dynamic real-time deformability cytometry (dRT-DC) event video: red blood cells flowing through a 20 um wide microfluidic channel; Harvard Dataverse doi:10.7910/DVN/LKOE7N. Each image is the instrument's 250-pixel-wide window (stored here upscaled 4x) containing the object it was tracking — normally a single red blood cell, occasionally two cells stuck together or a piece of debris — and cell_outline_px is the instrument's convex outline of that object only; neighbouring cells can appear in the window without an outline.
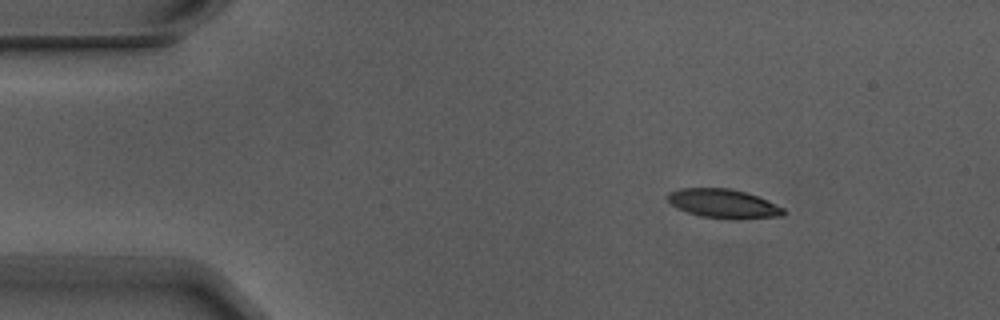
{"species": "Egyptian fruit bat (a non-hibernating species)", "species_latin": "Rousettus aegyptiacus", "temperature_condition": "warm", "stored_images_in_passage": 3, "camera_frame_rate_fps": 3000, "um_per_image_px": 0.085, "animal": {"sex": "male"}, "frame": {"image": 1, "passage_image": 1, "time_ms": 0.0, "image_size_px": [1000, 320], "cell_outline_px": [[788, 212], [784, 216], [736, 220], [728, 220], [700, 216], [676, 208], [668, 200], [668, 192], [680, 188], [728, 188], [744, 192], [768, 200], [784, 208]], "centroid_in_image_um": [61.53, 17.33], "position_along_channel_um": 23.5, "area_um2": 19.88}}